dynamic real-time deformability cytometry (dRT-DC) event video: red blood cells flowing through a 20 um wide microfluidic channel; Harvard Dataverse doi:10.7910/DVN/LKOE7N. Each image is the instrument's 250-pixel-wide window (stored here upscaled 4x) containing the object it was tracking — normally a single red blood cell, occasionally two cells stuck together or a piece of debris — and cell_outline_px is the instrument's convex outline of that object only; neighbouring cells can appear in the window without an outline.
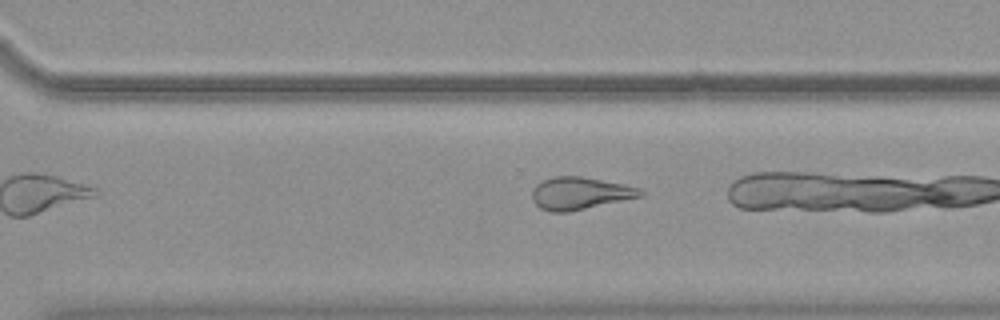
{"species": "common noctule bat (a hibernating species)", "species_latin": "Nyctalus noctula", "temperature_condition": "warm", "stored_images_in_passage": 26, "camera_frame_rate_fps": 3000, "um_per_image_px": 0.085, "animal": {"sex": "female", "body_mass_g": 19.9}, "frame": {"image": 1, "passage_image": 22, "time_ms": 7.0, "image_size_px": [1000, 320], "cell_outline_px": [[644, 196], [568, 212], [552, 212], [540, 208], [532, 200], [532, 188], [536, 184], [544, 180], [556, 176], [580, 176], [624, 184], [640, 188], [644, 192]], "centroid_in_image_um": [49.3, 16.43], "position_along_channel_um": 321.3, "area_um2": 20.46}}